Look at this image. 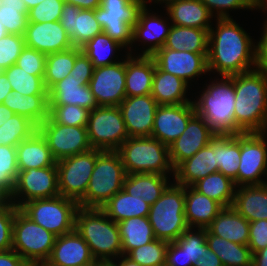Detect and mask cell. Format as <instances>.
<instances>
[{"mask_svg": "<svg viewBox=\"0 0 267 266\" xmlns=\"http://www.w3.org/2000/svg\"><path fill=\"white\" fill-rule=\"evenodd\" d=\"M121 259V260H118ZM118 264L117 262H115V260H112L111 262L115 265V266H141L140 264H138L137 262L132 261L130 258H128L126 255H120L118 258Z\"/></svg>", "mask_w": 267, "mask_h": 266, "instance_id": "obj_65", "label": "cell"}, {"mask_svg": "<svg viewBox=\"0 0 267 266\" xmlns=\"http://www.w3.org/2000/svg\"><path fill=\"white\" fill-rule=\"evenodd\" d=\"M56 161L90 151L86 127L55 123L49 116L38 126Z\"/></svg>", "mask_w": 267, "mask_h": 266, "instance_id": "obj_15", "label": "cell"}, {"mask_svg": "<svg viewBox=\"0 0 267 266\" xmlns=\"http://www.w3.org/2000/svg\"><path fill=\"white\" fill-rule=\"evenodd\" d=\"M17 206L9 199H0V252L12 249V232Z\"/></svg>", "mask_w": 267, "mask_h": 266, "instance_id": "obj_51", "label": "cell"}, {"mask_svg": "<svg viewBox=\"0 0 267 266\" xmlns=\"http://www.w3.org/2000/svg\"><path fill=\"white\" fill-rule=\"evenodd\" d=\"M75 230L86 241L97 262H109L123 255L118 224L100 208L79 207Z\"/></svg>", "mask_w": 267, "mask_h": 266, "instance_id": "obj_4", "label": "cell"}, {"mask_svg": "<svg viewBox=\"0 0 267 266\" xmlns=\"http://www.w3.org/2000/svg\"><path fill=\"white\" fill-rule=\"evenodd\" d=\"M250 222L233 207L223 208L206 228L211 234L231 242L247 245Z\"/></svg>", "mask_w": 267, "mask_h": 266, "instance_id": "obj_34", "label": "cell"}, {"mask_svg": "<svg viewBox=\"0 0 267 266\" xmlns=\"http://www.w3.org/2000/svg\"><path fill=\"white\" fill-rule=\"evenodd\" d=\"M56 236L27 217L19 208L15 213L12 249L30 266H43L49 258Z\"/></svg>", "mask_w": 267, "mask_h": 266, "instance_id": "obj_8", "label": "cell"}, {"mask_svg": "<svg viewBox=\"0 0 267 266\" xmlns=\"http://www.w3.org/2000/svg\"><path fill=\"white\" fill-rule=\"evenodd\" d=\"M194 266H223L220 258L211 251L207 243L203 244L202 255L195 262Z\"/></svg>", "mask_w": 267, "mask_h": 266, "instance_id": "obj_60", "label": "cell"}, {"mask_svg": "<svg viewBox=\"0 0 267 266\" xmlns=\"http://www.w3.org/2000/svg\"><path fill=\"white\" fill-rule=\"evenodd\" d=\"M78 208L77 201L61 195L54 198L31 200L19 207L27 217L56 237L75 230Z\"/></svg>", "mask_w": 267, "mask_h": 266, "instance_id": "obj_10", "label": "cell"}, {"mask_svg": "<svg viewBox=\"0 0 267 266\" xmlns=\"http://www.w3.org/2000/svg\"><path fill=\"white\" fill-rule=\"evenodd\" d=\"M192 187L199 193L219 202L224 208L233 205L236 189L234 181L219 171L199 179Z\"/></svg>", "mask_w": 267, "mask_h": 266, "instance_id": "obj_42", "label": "cell"}, {"mask_svg": "<svg viewBox=\"0 0 267 266\" xmlns=\"http://www.w3.org/2000/svg\"><path fill=\"white\" fill-rule=\"evenodd\" d=\"M188 85L183 79L162 71L155 63V73L150 95L156 100L158 105H177L193 102L186 96Z\"/></svg>", "mask_w": 267, "mask_h": 266, "instance_id": "obj_33", "label": "cell"}, {"mask_svg": "<svg viewBox=\"0 0 267 266\" xmlns=\"http://www.w3.org/2000/svg\"><path fill=\"white\" fill-rule=\"evenodd\" d=\"M0 266H30L16 251L9 249L0 252Z\"/></svg>", "mask_w": 267, "mask_h": 266, "instance_id": "obj_59", "label": "cell"}, {"mask_svg": "<svg viewBox=\"0 0 267 266\" xmlns=\"http://www.w3.org/2000/svg\"><path fill=\"white\" fill-rule=\"evenodd\" d=\"M96 266H115L111 261L109 262H98Z\"/></svg>", "mask_w": 267, "mask_h": 266, "instance_id": "obj_70", "label": "cell"}, {"mask_svg": "<svg viewBox=\"0 0 267 266\" xmlns=\"http://www.w3.org/2000/svg\"><path fill=\"white\" fill-rule=\"evenodd\" d=\"M60 195L57 166L19 171L14 191L8 198L18 208L35 199L54 198Z\"/></svg>", "mask_w": 267, "mask_h": 266, "instance_id": "obj_14", "label": "cell"}, {"mask_svg": "<svg viewBox=\"0 0 267 266\" xmlns=\"http://www.w3.org/2000/svg\"><path fill=\"white\" fill-rule=\"evenodd\" d=\"M232 207L249 222L267 220V183L236 187Z\"/></svg>", "mask_w": 267, "mask_h": 266, "instance_id": "obj_31", "label": "cell"}, {"mask_svg": "<svg viewBox=\"0 0 267 266\" xmlns=\"http://www.w3.org/2000/svg\"><path fill=\"white\" fill-rule=\"evenodd\" d=\"M22 35L7 34L0 39V71L16 64L18 57L25 48Z\"/></svg>", "mask_w": 267, "mask_h": 266, "instance_id": "obj_52", "label": "cell"}, {"mask_svg": "<svg viewBox=\"0 0 267 266\" xmlns=\"http://www.w3.org/2000/svg\"><path fill=\"white\" fill-rule=\"evenodd\" d=\"M38 127L24 116L13 114L0 126V146L16 147L20 142L30 138Z\"/></svg>", "mask_w": 267, "mask_h": 266, "instance_id": "obj_46", "label": "cell"}, {"mask_svg": "<svg viewBox=\"0 0 267 266\" xmlns=\"http://www.w3.org/2000/svg\"><path fill=\"white\" fill-rule=\"evenodd\" d=\"M213 151L216 153L217 171L229 177L238 187L240 134L216 135L213 138Z\"/></svg>", "mask_w": 267, "mask_h": 266, "instance_id": "obj_36", "label": "cell"}, {"mask_svg": "<svg viewBox=\"0 0 267 266\" xmlns=\"http://www.w3.org/2000/svg\"><path fill=\"white\" fill-rule=\"evenodd\" d=\"M94 66L91 60L81 52L75 59V64L69 75L76 79H91Z\"/></svg>", "mask_w": 267, "mask_h": 266, "instance_id": "obj_57", "label": "cell"}, {"mask_svg": "<svg viewBox=\"0 0 267 266\" xmlns=\"http://www.w3.org/2000/svg\"><path fill=\"white\" fill-rule=\"evenodd\" d=\"M82 52L81 48L51 53L46 56L44 85L49 91L57 82L67 77L74 67L76 57Z\"/></svg>", "mask_w": 267, "mask_h": 266, "instance_id": "obj_43", "label": "cell"}, {"mask_svg": "<svg viewBox=\"0 0 267 266\" xmlns=\"http://www.w3.org/2000/svg\"><path fill=\"white\" fill-rule=\"evenodd\" d=\"M60 23L74 47L81 48L97 34L103 32L102 26L95 17V10L80 9L64 3Z\"/></svg>", "mask_w": 267, "mask_h": 266, "instance_id": "obj_24", "label": "cell"}, {"mask_svg": "<svg viewBox=\"0 0 267 266\" xmlns=\"http://www.w3.org/2000/svg\"><path fill=\"white\" fill-rule=\"evenodd\" d=\"M209 30L207 68L221 76L256 69V42L233 18H217ZM215 29V30H214Z\"/></svg>", "mask_w": 267, "mask_h": 266, "instance_id": "obj_1", "label": "cell"}, {"mask_svg": "<svg viewBox=\"0 0 267 266\" xmlns=\"http://www.w3.org/2000/svg\"><path fill=\"white\" fill-rule=\"evenodd\" d=\"M3 104L14 114L26 117L37 127L48 118V95H27L20 92H10Z\"/></svg>", "mask_w": 267, "mask_h": 266, "instance_id": "obj_39", "label": "cell"}, {"mask_svg": "<svg viewBox=\"0 0 267 266\" xmlns=\"http://www.w3.org/2000/svg\"><path fill=\"white\" fill-rule=\"evenodd\" d=\"M209 30L172 25L162 48L208 54Z\"/></svg>", "mask_w": 267, "mask_h": 266, "instance_id": "obj_37", "label": "cell"}, {"mask_svg": "<svg viewBox=\"0 0 267 266\" xmlns=\"http://www.w3.org/2000/svg\"><path fill=\"white\" fill-rule=\"evenodd\" d=\"M165 6L172 25L199 29L212 27L213 15L201 0H174Z\"/></svg>", "mask_w": 267, "mask_h": 266, "instance_id": "obj_29", "label": "cell"}, {"mask_svg": "<svg viewBox=\"0 0 267 266\" xmlns=\"http://www.w3.org/2000/svg\"><path fill=\"white\" fill-rule=\"evenodd\" d=\"M126 174L156 173L170 175L174 168L169 158V146L158 139L129 137L118 149Z\"/></svg>", "mask_w": 267, "mask_h": 266, "instance_id": "obj_5", "label": "cell"}, {"mask_svg": "<svg viewBox=\"0 0 267 266\" xmlns=\"http://www.w3.org/2000/svg\"><path fill=\"white\" fill-rule=\"evenodd\" d=\"M154 2V3H165V5H167L168 3L174 1V0H145V4L148 3V2Z\"/></svg>", "mask_w": 267, "mask_h": 266, "instance_id": "obj_67", "label": "cell"}, {"mask_svg": "<svg viewBox=\"0 0 267 266\" xmlns=\"http://www.w3.org/2000/svg\"><path fill=\"white\" fill-rule=\"evenodd\" d=\"M215 80L206 85L198 100H193L196 113L206 121L216 135L245 133L236 124L234 117V75L221 76V79Z\"/></svg>", "mask_w": 267, "mask_h": 266, "instance_id": "obj_3", "label": "cell"}, {"mask_svg": "<svg viewBox=\"0 0 267 266\" xmlns=\"http://www.w3.org/2000/svg\"><path fill=\"white\" fill-rule=\"evenodd\" d=\"M206 243L211 251L220 258L223 266H252V253L248 245L218 237L207 229Z\"/></svg>", "mask_w": 267, "mask_h": 266, "instance_id": "obj_41", "label": "cell"}, {"mask_svg": "<svg viewBox=\"0 0 267 266\" xmlns=\"http://www.w3.org/2000/svg\"><path fill=\"white\" fill-rule=\"evenodd\" d=\"M118 107L129 137H149L152 135L158 104L150 94L125 97Z\"/></svg>", "mask_w": 267, "mask_h": 266, "instance_id": "obj_19", "label": "cell"}, {"mask_svg": "<svg viewBox=\"0 0 267 266\" xmlns=\"http://www.w3.org/2000/svg\"><path fill=\"white\" fill-rule=\"evenodd\" d=\"M101 150L66 157L56 162L60 195L79 202L87 190L96 158Z\"/></svg>", "mask_w": 267, "mask_h": 266, "instance_id": "obj_12", "label": "cell"}, {"mask_svg": "<svg viewBox=\"0 0 267 266\" xmlns=\"http://www.w3.org/2000/svg\"><path fill=\"white\" fill-rule=\"evenodd\" d=\"M248 247L252 254L267 247V220L250 222Z\"/></svg>", "mask_w": 267, "mask_h": 266, "instance_id": "obj_56", "label": "cell"}, {"mask_svg": "<svg viewBox=\"0 0 267 266\" xmlns=\"http://www.w3.org/2000/svg\"><path fill=\"white\" fill-rule=\"evenodd\" d=\"M267 132L240 133L238 186L267 183ZM267 179V178H266Z\"/></svg>", "mask_w": 267, "mask_h": 266, "instance_id": "obj_13", "label": "cell"}, {"mask_svg": "<svg viewBox=\"0 0 267 266\" xmlns=\"http://www.w3.org/2000/svg\"><path fill=\"white\" fill-rule=\"evenodd\" d=\"M252 266H267V247L252 254Z\"/></svg>", "mask_w": 267, "mask_h": 266, "instance_id": "obj_63", "label": "cell"}, {"mask_svg": "<svg viewBox=\"0 0 267 266\" xmlns=\"http://www.w3.org/2000/svg\"><path fill=\"white\" fill-rule=\"evenodd\" d=\"M22 1L25 3L29 11L30 9L34 8L35 6L43 2L44 0H22Z\"/></svg>", "mask_w": 267, "mask_h": 266, "instance_id": "obj_66", "label": "cell"}, {"mask_svg": "<svg viewBox=\"0 0 267 266\" xmlns=\"http://www.w3.org/2000/svg\"><path fill=\"white\" fill-rule=\"evenodd\" d=\"M208 54L192 53L186 50L174 51L168 48L158 49L152 57L156 65L167 73L173 74L186 83L193 81L199 75L203 76L208 72L207 68Z\"/></svg>", "mask_w": 267, "mask_h": 266, "instance_id": "obj_17", "label": "cell"}, {"mask_svg": "<svg viewBox=\"0 0 267 266\" xmlns=\"http://www.w3.org/2000/svg\"><path fill=\"white\" fill-rule=\"evenodd\" d=\"M150 207L141 197L130 195L121 189L100 209L114 222L119 223L131 217L148 216Z\"/></svg>", "mask_w": 267, "mask_h": 266, "instance_id": "obj_38", "label": "cell"}, {"mask_svg": "<svg viewBox=\"0 0 267 266\" xmlns=\"http://www.w3.org/2000/svg\"><path fill=\"white\" fill-rule=\"evenodd\" d=\"M26 47L46 55L73 48L66 30L60 21L28 23L24 34Z\"/></svg>", "mask_w": 267, "mask_h": 266, "instance_id": "obj_22", "label": "cell"}, {"mask_svg": "<svg viewBox=\"0 0 267 266\" xmlns=\"http://www.w3.org/2000/svg\"><path fill=\"white\" fill-rule=\"evenodd\" d=\"M209 12L216 18H231L229 10H257L259 9L258 0H201ZM216 11V13H215ZM215 13V15H214Z\"/></svg>", "mask_w": 267, "mask_h": 266, "instance_id": "obj_53", "label": "cell"}, {"mask_svg": "<svg viewBox=\"0 0 267 266\" xmlns=\"http://www.w3.org/2000/svg\"><path fill=\"white\" fill-rule=\"evenodd\" d=\"M123 48V45L102 32L83 45L81 50L91 60L94 68H97L119 62L116 61L118 55L115 53Z\"/></svg>", "mask_w": 267, "mask_h": 266, "instance_id": "obj_44", "label": "cell"}, {"mask_svg": "<svg viewBox=\"0 0 267 266\" xmlns=\"http://www.w3.org/2000/svg\"><path fill=\"white\" fill-rule=\"evenodd\" d=\"M236 124L245 132H267V72L234 75Z\"/></svg>", "mask_w": 267, "mask_h": 266, "instance_id": "obj_2", "label": "cell"}, {"mask_svg": "<svg viewBox=\"0 0 267 266\" xmlns=\"http://www.w3.org/2000/svg\"><path fill=\"white\" fill-rule=\"evenodd\" d=\"M173 183L151 205L148 214L156 239L167 242L176 241L188 228L185 220V187Z\"/></svg>", "mask_w": 267, "mask_h": 266, "instance_id": "obj_7", "label": "cell"}, {"mask_svg": "<svg viewBox=\"0 0 267 266\" xmlns=\"http://www.w3.org/2000/svg\"><path fill=\"white\" fill-rule=\"evenodd\" d=\"M90 110L77 105L49 106L48 116L58 124L86 127Z\"/></svg>", "mask_w": 267, "mask_h": 266, "instance_id": "obj_50", "label": "cell"}, {"mask_svg": "<svg viewBox=\"0 0 267 266\" xmlns=\"http://www.w3.org/2000/svg\"><path fill=\"white\" fill-rule=\"evenodd\" d=\"M195 113L193 102L177 105H158L151 137L169 146L183 134L189 119Z\"/></svg>", "mask_w": 267, "mask_h": 266, "instance_id": "obj_20", "label": "cell"}, {"mask_svg": "<svg viewBox=\"0 0 267 266\" xmlns=\"http://www.w3.org/2000/svg\"><path fill=\"white\" fill-rule=\"evenodd\" d=\"M118 224L123 255L156 239L153 228L146 217H131Z\"/></svg>", "mask_w": 267, "mask_h": 266, "instance_id": "obj_40", "label": "cell"}, {"mask_svg": "<svg viewBox=\"0 0 267 266\" xmlns=\"http://www.w3.org/2000/svg\"><path fill=\"white\" fill-rule=\"evenodd\" d=\"M10 82L13 91L20 92L22 95H48L44 85V76L28 74L24 69L16 64L3 70Z\"/></svg>", "mask_w": 267, "mask_h": 266, "instance_id": "obj_47", "label": "cell"}, {"mask_svg": "<svg viewBox=\"0 0 267 266\" xmlns=\"http://www.w3.org/2000/svg\"><path fill=\"white\" fill-rule=\"evenodd\" d=\"M64 0H44L28 12L31 23L60 21Z\"/></svg>", "mask_w": 267, "mask_h": 266, "instance_id": "obj_54", "label": "cell"}, {"mask_svg": "<svg viewBox=\"0 0 267 266\" xmlns=\"http://www.w3.org/2000/svg\"><path fill=\"white\" fill-rule=\"evenodd\" d=\"M10 92H13L10 82L7 80L6 74L0 71V103H3Z\"/></svg>", "mask_w": 267, "mask_h": 266, "instance_id": "obj_62", "label": "cell"}, {"mask_svg": "<svg viewBox=\"0 0 267 266\" xmlns=\"http://www.w3.org/2000/svg\"><path fill=\"white\" fill-rule=\"evenodd\" d=\"M126 177L124 165L117 151H102L89 180L85 196L79 207L101 208L111 197L123 189Z\"/></svg>", "mask_w": 267, "mask_h": 266, "instance_id": "obj_6", "label": "cell"}, {"mask_svg": "<svg viewBox=\"0 0 267 266\" xmlns=\"http://www.w3.org/2000/svg\"><path fill=\"white\" fill-rule=\"evenodd\" d=\"M91 79H76L68 75L48 91L49 106L77 105L92 111L98 107L89 88Z\"/></svg>", "mask_w": 267, "mask_h": 266, "instance_id": "obj_25", "label": "cell"}, {"mask_svg": "<svg viewBox=\"0 0 267 266\" xmlns=\"http://www.w3.org/2000/svg\"><path fill=\"white\" fill-rule=\"evenodd\" d=\"M14 112L7 108L3 103H0V126L13 116Z\"/></svg>", "mask_w": 267, "mask_h": 266, "instance_id": "obj_64", "label": "cell"}, {"mask_svg": "<svg viewBox=\"0 0 267 266\" xmlns=\"http://www.w3.org/2000/svg\"><path fill=\"white\" fill-rule=\"evenodd\" d=\"M125 91L126 97L151 94L155 73V60L152 56H132L127 53Z\"/></svg>", "mask_w": 267, "mask_h": 266, "instance_id": "obj_27", "label": "cell"}, {"mask_svg": "<svg viewBox=\"0 0 267 266\" xmlns=\"http://www.w3.org/2000/svg\"><path fill=\"white\" fill-rule=\"evenodd\" d=\"M168 243L155 239L149 244L131 250L126 256L141 266H161L165 264Z\"/></svg>", "mask_w": 267, "mask_h": 266, "instance_id": "obj_49", "label": "cell"}, {"mask_svg": "<svg viewBox=\"0 0 267 266\" xmlns=\"http://www.w3.org/2000/svg\"><path fill=\"white\" fill-rule=\"evenodd\" d=\"M86 128L92 149L117 151L129 138L118 106L94 108L90 111Z\"/></svg>", "mask_w": 267, "mask_h": 266, "instance_id": "obj_11", "label": "cell"}, {"mask_svg": "<svg viewBox=\"0 0 267 266\" xmlns=\"http://www.w3.org/2000/svg\"><path fill=\"white\" fill-rule=\"evenodd\" d=\"M262 29L261 38L256 45V68L267 72V19Z\"/></svg>", "mask_w": 267, "mask_h": 266, "instance_id": "obj_58", "label": "cell"}, {"mask_svg": "<svg viewBox=\"0 0 267 266\" xmlns=\"http://www.w3.org/2000/svg\"><path fill=\"white\" fill-rule=\"evenodd\" d=\"M0 22L8 34L24 36L28 27V9L22 0H0Z\"/></svg>", "mask_w": 267, "mask_h": 266, "instance_id": "obj_45", "label": "cell"}, {"mask_svg": "<svg viewBox=\"0 0 267 266\" xmlns=\"http://www.w3.org/2000/svg\"><path fill=\"white\" fill-rule=\"evenodd\" d=\"M217 172L216 153L213 139L194 156L184 160L174 169V181L181 186H192L199 179Z\"/></svg>", "mask_w": 267, "mask_h": 266, "instance_id": "obj_28", "label": "cell"}, {"mask_svg": "<svg viewBox=\"0 0 267 266\" xmlns=\"http://www.w3.org/2000/svg\"><path fill=\"white\" fill-rule=\"evenodd\" d=\"M97 263L86 241L74 230L56 237L43 266H88Z\"/></svg>", "mask_w": 267, "mask_h": 266, "instance_id": "obj_21", "label": "cell"}, {"mask_svg": "<svg viewBox=\"0 0 267 266\" xmlns=\"http://www.w3.org/2000/svg\"><path fill=\"white\" fill-rule=\"evenodd\" d=\"M46 56L44 53L25 46L16 61V65L28 74L44 76Z\"/></svg>", "mask_w": 267, "mask_h": 266, "instance_id": "obj_55", "label": "cell"}, {"mask_svg": "<svg viewBox=\"0 0 267 266\" xmlns=\"http://www.w3.org/2000/svg\"><path fill=\"white\" fill-rule=\"evenodd\" d=\"M64 2L87 10H95L100 7V0H64Z\"/></svg>", "mask_w": 267, "mask_h": 266, "instance_id": "obj_61", "label": "cell"}, {"mask_svg": "<svg viewBox=\"0 0 267 266\" xmlns=\"http://www.w3.org/2000/svg\"><path fill=\"white\" fill-rule=\"evenodd\" d=\"M224 207L214 199L185 187V220L190 228L206 229Z\"/></svg>", "mask_w": 267, "mask_h": 266, "instance_id": "obj_30", "label": "cell"}, {"mask_svg": "<svg viewBox=\"0 0 267 266\" xmlns=\"http://www.w3.org/2000/svg\"><path fill=\"white\" fill-rule=\"evenodd\" d=\"M148 5L145 4L139 11L138 20L133 26V39L132 43L141 42L144 46L142 53L136 55L152 56L158 49L162 48L165 44L169 34L172 23L167 21V18H162L160 15L149 13ZM171 24V25H170ZM149 44V45H148Z\"/></svg>", "mask_w": 267, "mask_h": 266, "instance_id": "obj_23", "label": "cell"}, {"mask_svg": "<svg viewBox=\"0 0 267 266\" xmlns=\"http://www.w3.org/2000/svg\"><path fill=\"white\" fill-rule=\"evenodd\" d=\"M168 177L156 173L126 174L123 190L153 205L171 184Z\"/></svg>", "mask_w": 267, "mask_h": 266, "instance_id": "obj_35", "label": "cell"}, {"mask_svg": "<svg viewBox=\"0 0 267 266\" xmlns=\"http://www.w3.org/2000/svg\"><path fill=\"white\" fill-rule=\"evenodd\" d=\"M8 33L5 29V27L3 26V24L0 22V39L3 38L4 36H6Z\"/></svg>", "mask_w": 267, "mask_h": 266, "instance_id": "obj_69", "label": "cell"}, {"mask_svg": "<svg viewBox=\"0 0 267 266\" xmlns=\"http://www.w3.org/2000/svg\"><path fill=\"white\" fill-rule=\"evenodd\" d=\"M18 171L57 166L46 139L37 130L16 146Z\"/></svg>", "mask_w": 267, "mask_h": 266, "instance_id": "obj_32", "label": "cell"}, {"mask_svg": "<svg viewBox=\"0 0 267 266\" xmlns=\"http://www.w3.org/2000/svg\"><path fill=\"white\" fill-rule=\"evenodd\" d=\"M197 230L188 227L176 241L168 243L166 266H194L202 255L203 244L206 242V229Z\"/></svg>", "mask_w": 267, "mask_h": 266, "instance_id": "obj_26", "label": "cell"}, {"mask_svg": "<svg viewBox=\"0 0 267 266\" xmlns=\"http://www.w3.org/2000/svg\"><path fill=\"white\" fill-rule=\"evenodd\" d=\"M267 11V0H260L259 2V10Z\"/></svg>", "mask_w": 267, "mask_h": 266, "instance_id": "obj_68", "label": "cell"}, {"mask_svg": "<svg viewBox=\"0 0 267 266\" xmlns=\"http://www.w3.org/2000/svg\"><path fill=\"white\" fill-rule=\"evenodd\" d=\"M144 5L145 0H100V7L95 9L96 20L103 32L123 45L125 50L127 48L130 52L126 53L130 55L133 50V26Z\"/></svg>", "mask_w": 267, "mask_h": 266, "instance_id": "obj_9", "label": "cell"}, {"mask_svg": "<svg viewBox=\"0 0 267 266\" xmlns=\"http://www.w3.org/2000/svg\"><path fill=\"white\" fill-rule=\"evenodd\" d=\"M216 134L206 121L195 113L188 121L185 131L169 145V158L175 169L181 162L194 156L210 143Z\"/></svg>", "mask_w": 267, "mask_h": 266, "instance_id": "obj_18", "label": "cell"}, {"mask_svg": "<svg viewBox=\"0 0 267 266\" xmlns=\"http://www.w3.org/2000/svg\"><path fill=\"white\" fill-rule=\"evenodd\" d=\"M16 147L0 146V198L8 199L18 176Z\"/></svg>", "mask_w": 267, "mask_h": 266, "instance_id": "obj_48", "label": "cell"}, {"mask_svg": "<svg viewBox=\"0 0 267 266\" xmlns=\"http://www.w3.org/2000/svg\"><path fill=\"white\" fill-rule=\"evenodd\" d=\"M126 59L94 68L89 88L98 106H118L126 97Z\"/></svg>", "mask_w": 267, "mask_h": 266, "instance_id": "obj_16", "label": "cell"}]
</instances>
